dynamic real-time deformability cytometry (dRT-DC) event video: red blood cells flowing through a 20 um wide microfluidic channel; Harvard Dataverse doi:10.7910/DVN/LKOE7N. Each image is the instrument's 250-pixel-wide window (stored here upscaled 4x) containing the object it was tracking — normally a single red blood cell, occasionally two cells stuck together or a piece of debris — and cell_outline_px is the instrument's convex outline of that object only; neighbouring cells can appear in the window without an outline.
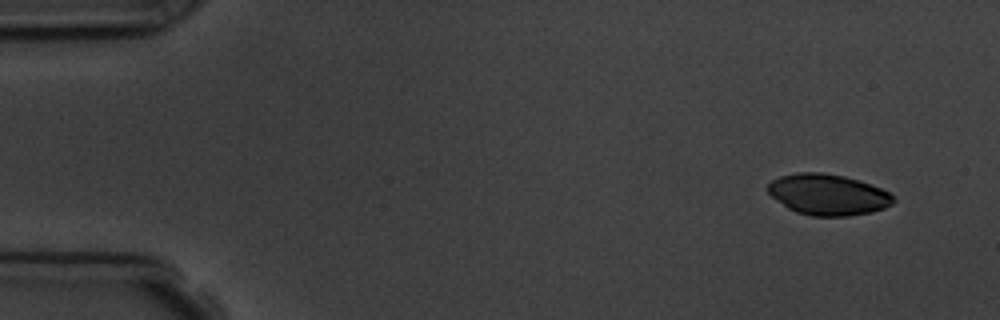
{"species": "common noctule bat (a hibernating species)", "species_latin": "Nyctalus noctula", "temperature_condition": "room temperature", "stored_images_in_passage": 10, "camera_frame_rate_fps": 3000, "um_per_image_px": 0.085, "animal": {"sex": "male", "body_mass_g": 19.5, "forearm_length_mm": 54.6}, "frame": {"image": 1, "passage_image": 1, "time_ms": 0.0, "image_size_px": [1000, 320], "cell_outline_px": [[896, 200], [892, 204], [884, 208], [872, 212], [848, 216], [812, 216], [796, 212], [788, 208], [772, 196], [768, 192], [768, 184], [772, 180], [780, 176], [796, 172], [820, 172], [844, 176], [880, 188], [888, 192]], "centroid_in_image_um": [70.36, 16.54], "position_along_channel_um": 14.6, "area_um2": 29.77}}